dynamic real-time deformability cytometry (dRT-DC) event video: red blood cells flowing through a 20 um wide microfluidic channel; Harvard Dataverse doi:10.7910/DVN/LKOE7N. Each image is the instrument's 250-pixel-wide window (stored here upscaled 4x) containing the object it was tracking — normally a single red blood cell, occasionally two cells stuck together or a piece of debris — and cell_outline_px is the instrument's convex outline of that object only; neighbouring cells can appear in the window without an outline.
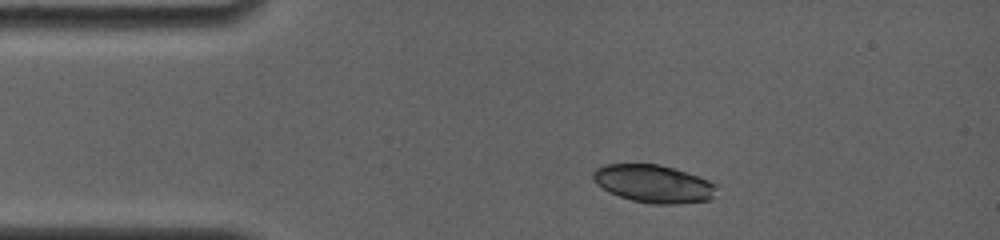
{"species": "common noctule bat (a hibernating species)", "species_latin": "Nyctalus noctula", "temperature_condition": "room temperature", "stored_images_in_passage": 3, "camera_frame_rate_fps": 4000, "um_per_image_px": 0.085, "animal": {"sex": "female", "body_mass_g": 19.0, "forearm_length_mm": 56.7}, "frame": {"image": 1, "passage_image": 1, "time_ms": 0.0, "image_size_px": [1000, 240], "cell_outline_px": [[716, 184], [712, 196], [708, 200], [672, 204], [648, 204], [632, 200], [620, 196], [596, 184], [592, 176], [592, 172], [596, 168], [604, 164], [660, 164], [708, 180]], "centroid_in_image_um": [55.5, 15.61], "position_along_channel_um": 29.5, "area_um2": 26.76}}